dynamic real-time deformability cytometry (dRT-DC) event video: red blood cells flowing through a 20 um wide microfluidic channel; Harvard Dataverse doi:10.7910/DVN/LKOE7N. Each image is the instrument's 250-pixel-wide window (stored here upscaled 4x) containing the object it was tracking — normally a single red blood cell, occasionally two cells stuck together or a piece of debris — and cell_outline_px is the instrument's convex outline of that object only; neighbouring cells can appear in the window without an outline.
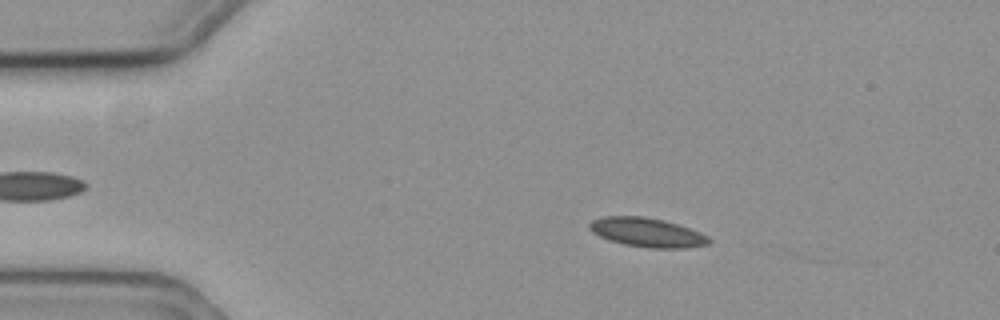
{"species": "common noctule bat (a hibernating species)", "species_latin": "Nyctalus noctula", "temperature_condition": "cold", "stored_images_in_passage": 36, "camera_frame_rate_fps": 3000, "um_per_image_px": 0.085, "animal": {"sex": "female", "body_mass_g": 19.3, "forearm_length_mm": 54.1}, "frame": {"image": 1, "passage_image": 11, "time_ms": 3.333, "image_size_px": [1000, 320], "cell_outline_px": [[712, 240], [708, 244], [684, 248], [648, 248], [624, 244], [608, 240], [592, 232], [588, 228], [588, 224], [592, 220], [604, 216], [644, 216], [664, 220], [700, 232], [708, 236]], "centroid_in_image_um": [54.98, 19.75], "position_along_channel_um": 30.0, "area_um2": 20.29}}
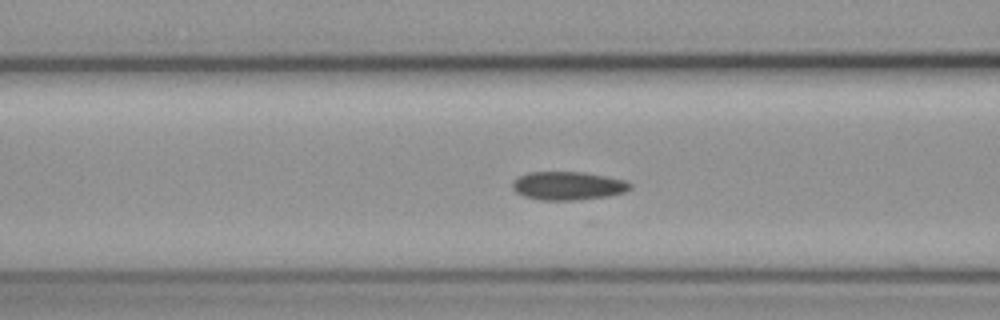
{"frame": {"image": 2, "passage_image": 23, "time_ms": 7.333, "image_size_px": [1000, 320], "cell_outline_px": [[632, 188], [624, 192], [608, 196], [576, 200], [540, 200], [524, 196], [516, 192], [512, 188], [512, 180], [528, 172], [584, 172], [628, 180], [632, 184]], "centroid_in_image_um": [48.3, 15.79], "position_along_channel_um": 118.3, "area_um2": 19.65}}
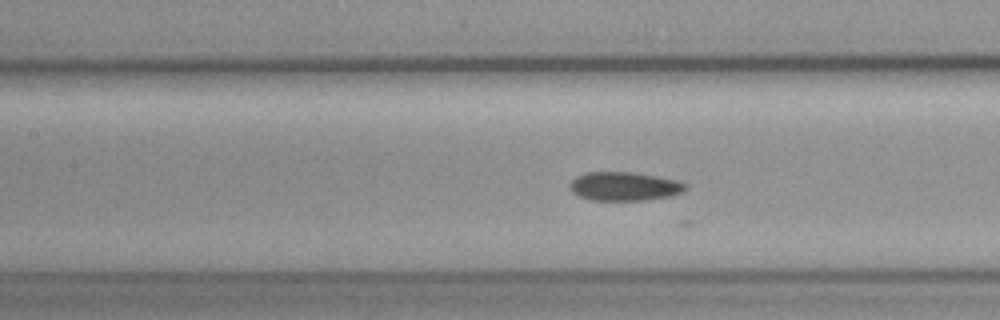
{"frame": {"image": 3, "passage_image": 26, "time_ms": 8.333, "image_size_px": [1000, 320], "cell_outline_px": [[688, 188], [684, 192], [672, 196], [644, 200], [588, 200], [572, 192], [568, 184], [576, 176], [584, 172], [632, 172], [656, 176], [676, 180], [688, 184]], "centroid_in_image_um": [53.08, 15.84], "position_along_channel_um": 154.3, "area_um2": 19.59}}